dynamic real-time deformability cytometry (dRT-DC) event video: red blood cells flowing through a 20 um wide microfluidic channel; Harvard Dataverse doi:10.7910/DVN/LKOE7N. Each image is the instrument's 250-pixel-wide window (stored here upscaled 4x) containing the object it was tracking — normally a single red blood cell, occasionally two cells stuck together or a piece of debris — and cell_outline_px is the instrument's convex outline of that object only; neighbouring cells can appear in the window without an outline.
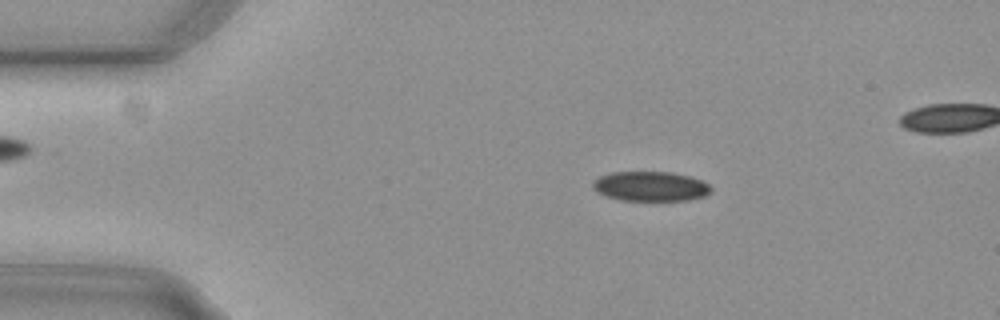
{"species": "common noctule bat (a hibernating species)", "species_latin": "Nyctalus noctula", "temperature_condition": "cold", "stored_images_in_passage": 17, "camera_frame_rate_fps": 3000, "um_per_image_px": 0.085, "animal": {"sex": "female", "body_mass_g": 29.2, "forearm_length_mm": 56.3}, "frame": {"image": 1, "passage_image": 10, "time_ms": 3.0, "image_size_px": [1000, 320], "cell_outline_px": [[712, 192], [704, 196], [688, 200], [620, 200], [604, 196], [596, 192], [592, 188], [592, 184], [600, 176], [612, 172], [672, 172], [692, 176], [708, 184], [712, 188]], "centroid_in_image_um": [55.3, 15.84], "position_along_channel_um": 29.7, "area_um2": 20.58}}